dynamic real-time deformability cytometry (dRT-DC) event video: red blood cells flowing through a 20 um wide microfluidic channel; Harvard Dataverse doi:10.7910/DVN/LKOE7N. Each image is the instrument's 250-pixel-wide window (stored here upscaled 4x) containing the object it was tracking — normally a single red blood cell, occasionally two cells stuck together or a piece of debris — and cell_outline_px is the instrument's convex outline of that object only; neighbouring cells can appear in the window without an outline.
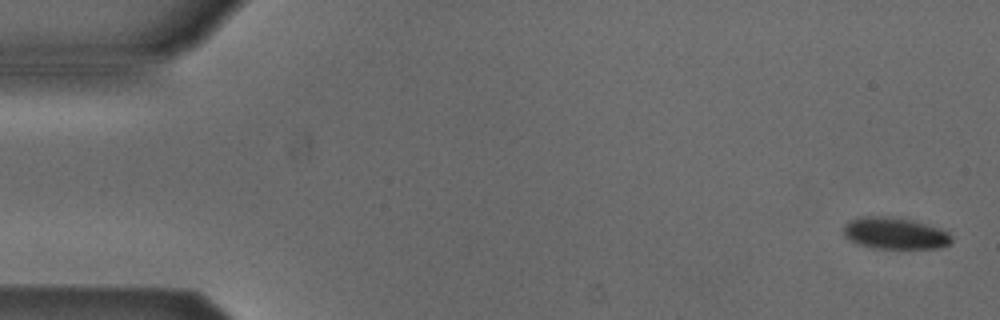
{"species": "Egyptian fruit bat (a non-hibernating species)", "species_latin": "Rousettus aegyptiacus", "temperature_condition": "cold", "stored_images_in_passage": 4, "camera_frame_rate_fps": 3000, "um_per_image_px": 0.085, "animal": {"sex": "male"}, "frame": {"image": 1, "passage_image": 1, "time_ms": 0.0, "image_size_px": [1000, 320], "cell_outline_px": [[952, 240], [948, 244], [940, 248], [872, 248], [856, 244], [848, 240], [844, 236], [844, 224], [848, 220], [860, 216], [888, 216], [912, 220], [940, 228], [948, 232], [952, 236]], "centroid_in_image_um": [76.02, 19.82], "position_along_channel_um": 9.0, "area_um2": 20.17}}
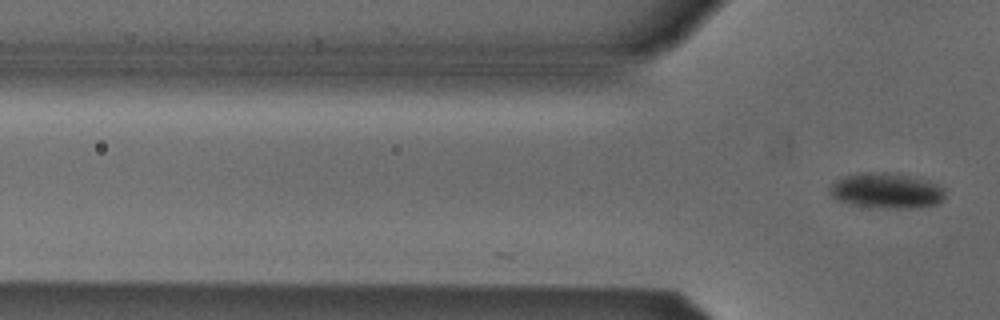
{"frame": {"image": 2, "passage_image": 4, "time_ms": 4.333, "image_size_px": [1000, 320], "cell_outline_px": [[944, 200], [936, 204], [920, 208], [880, 208], [848, 204], [836, 200], [832, 196], [828, 188], [836, 180], [844, 176], [860, 172], [888, 172], [924, 180], [944, 188]], "centroid_in_image_um": [75.3, 16.22], "position_along_channel_um": 50.5, "area_um2": 23.81}}